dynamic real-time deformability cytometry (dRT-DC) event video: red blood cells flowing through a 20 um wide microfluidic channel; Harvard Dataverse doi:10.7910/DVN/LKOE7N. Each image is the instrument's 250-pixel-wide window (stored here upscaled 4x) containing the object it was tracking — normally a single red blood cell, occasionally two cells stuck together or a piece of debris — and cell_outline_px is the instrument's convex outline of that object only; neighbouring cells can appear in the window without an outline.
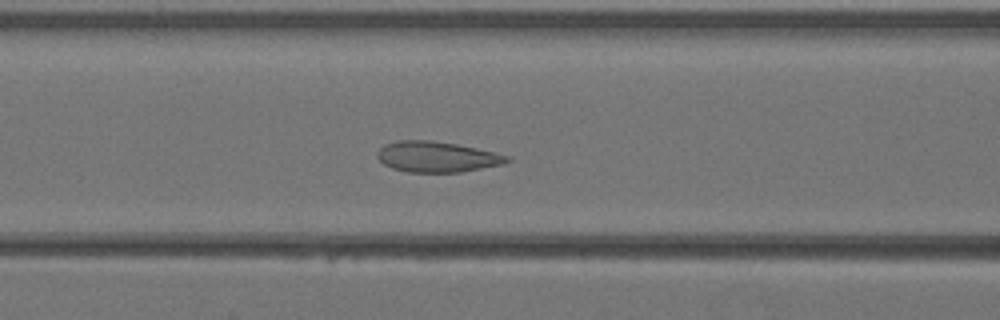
{"species": "Egyptian fruit bat (a non-hibernating species)", "species_latin": "Rousettus aegyptiacus", "temperature_condition": "warm", "stored_images_in_passage": 42, "camera_frame_rate_fps": 3000, "um_per_image_px": 0.085, "animal": {"sex": "female"}, "frame": {"image": 1, "passage_image": 18, "time_ms": 5.667, "image_size_px": [1000, 320], "cell_outline_px": [[512, 160], [504, 164], [460, 172], [408, 172], [392, 168], [384, 164], [376, 156], [376, 152], [384, 144], [396, 140], [432, 140], [456, 144], [476, 148], [512, 156]], "centroid_in_image_um": [37.14, 13.32], "position_along_channel_um": 129.5, "area_um2": 23.35}}
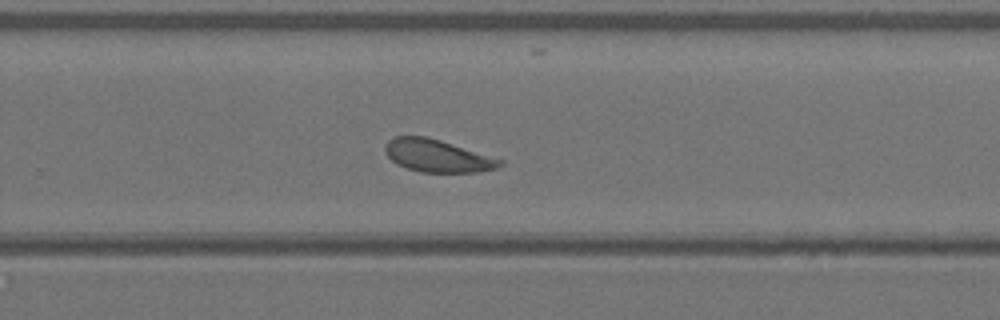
{"frame": {"image": 2, "passage_image": 28, "time_ms": 9.0, "image_size_px": [1000, 320], "cell_outline_px": [[504, 164], [496, 168], [480, 172], [420, 172], [396, 164], [388, 156], [384, 148], [388, 140], [396, 136], [428, 136], [504, 160]], "centroid_in_image_um": [37.19, 13.24], "position_along_channel_um": 292.6, "area_um2": 21.73}}
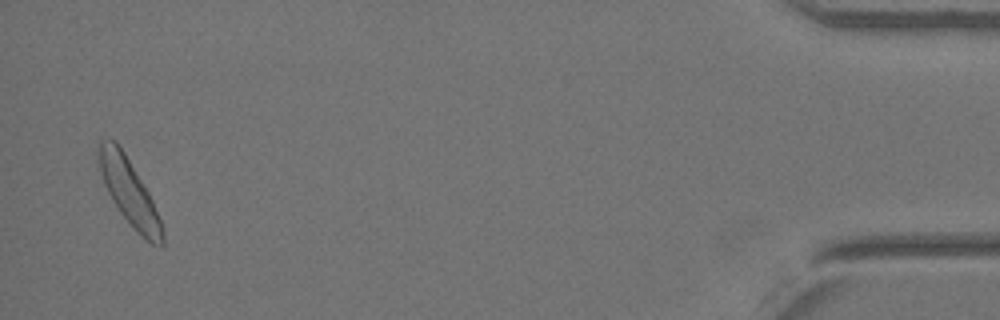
{"frame": {"image": 3, "passage_image": 41, "time_ms": 13.333, "image_size_px": [1000, 320], "cell_outline_px": [[164, 244], [160, 248], [152, 244], [120, 212], [112, 200], [104, 184], [100, 172], [96, 152], [96, 148], [100, 140], [104, 136], [116, 140], [124, 152], [148, 192], [152, 200], [160, 220], [164, 236]], "centroid_in_image_um": [10.92, 16.21], "position_along_channel_um": 424.3, "area_um2": 24.1}}